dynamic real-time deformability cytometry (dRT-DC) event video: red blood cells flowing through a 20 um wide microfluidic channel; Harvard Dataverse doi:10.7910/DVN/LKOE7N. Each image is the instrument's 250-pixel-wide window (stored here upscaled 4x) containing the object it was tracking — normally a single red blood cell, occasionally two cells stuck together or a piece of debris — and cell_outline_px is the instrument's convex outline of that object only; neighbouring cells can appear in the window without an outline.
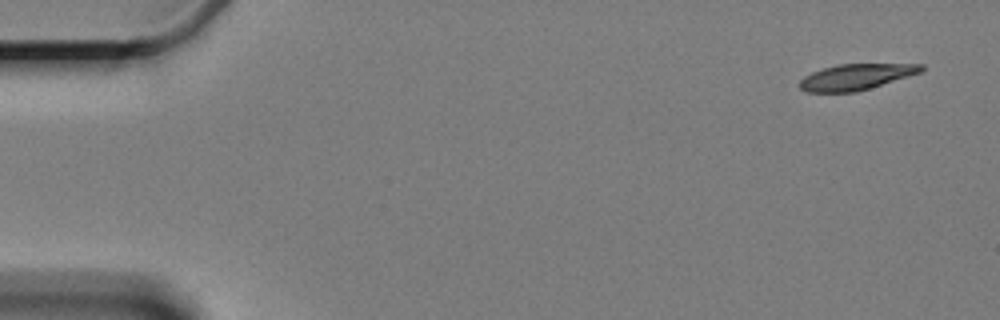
{"species": "Egyptian fruit bat (a non-hibernating species)", "species_latin": "Rousettus aegyptiacus", "temperature_condition": "cold", "stored_images_in_passage": 7, "segment_of_instrument_passage": [2, 2], "camera_frame_rate_fps": 3000, "um_per_image_px": 0.085, "animal": {"sex": "female"}, "frame": {"image": 1, "passage_image": 7, "time_ms": 7.0, "image_size_px": [1000, 320], "cell_outline_px": [[924, 68], [920, 72], [908, 76], [856, 92], [804, 92], [800, 88], [800, 80], [804, 76], [812, 72], [824, 68], [840, 64], [924, 64]], "centroid_in_image_um": [72.73, 6.54], "position_along_channel_um": 12.3, "area_um2": 18.09}}